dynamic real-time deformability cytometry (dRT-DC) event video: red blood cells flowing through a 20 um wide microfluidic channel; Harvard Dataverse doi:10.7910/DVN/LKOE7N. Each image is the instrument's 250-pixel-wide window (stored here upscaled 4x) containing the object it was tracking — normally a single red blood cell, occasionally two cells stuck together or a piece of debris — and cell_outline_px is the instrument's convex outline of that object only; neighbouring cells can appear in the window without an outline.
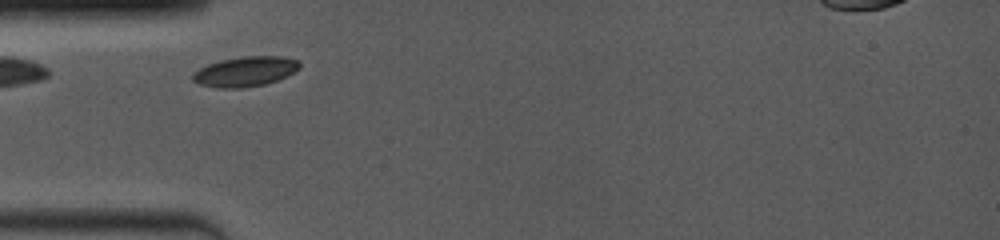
{"species": "common noctule bat (a hibernating species)", "species_latin": "Nyctalus noctula", "temperature_condition": "room temperature", "stored_images_in_passage": 2, "camera_frame_rate_fps": 4000, "um_per_image_px": 0.085, "animal": {"sex": "female", "body_mass_g": 19.0, "forearm_length_mm": 53.3}, "frame": {"image": 1, "passage_image": 1, "time_ms": 0.0, "image_size_px": [1000, 240], "cell_outline_px": [[300, 68], [288, 76], [264, 84], [240, 88], [216, 88], [200, 84], [192, 80], [192, 76], [200, 68], [208, 64], [220, 60], [244, 56], [284, 56], [300, 60]], "centroid_in_image_um": [20.89, 6.07], "position_along_channel_um": 64.1, "area_um2": 18.67}}